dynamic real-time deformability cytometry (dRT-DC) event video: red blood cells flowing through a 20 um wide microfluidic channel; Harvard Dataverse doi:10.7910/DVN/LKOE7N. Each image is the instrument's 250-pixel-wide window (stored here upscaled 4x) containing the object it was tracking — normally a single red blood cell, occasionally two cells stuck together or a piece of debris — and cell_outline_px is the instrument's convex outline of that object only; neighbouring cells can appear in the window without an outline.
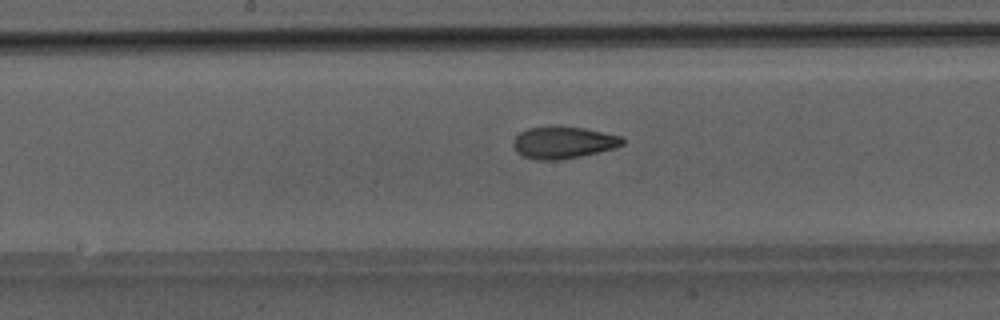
{"species": "Egyptian fruit bat (a non-hibernating species)", "species_latin": "Rousettus aegyptiacus", "temperature_condition": "room temperature", "stored_images_in_passage": 33, "camera_frame_rate_fps": 3000, "um_per_image_px": 0.085, "animal": {"sex": "male"}, "frame": {"image": 1, "passage_image": 19, "time_ms": 6.0, "image_size_px": [1000, 320], "cell_outline_px": [[624, 144], [616, 148], [580, 156], [560, 160], [536, 160], [524, 156], [516, 152], [512, 144], [516, 136], [520, 132], [528, 128], [584, 128], [620, 136], [624, 140]], "centroid_in_image_um": [47.88, 12.15], "position_along_channel_um": 200.3, "area_um2": 19.88}}